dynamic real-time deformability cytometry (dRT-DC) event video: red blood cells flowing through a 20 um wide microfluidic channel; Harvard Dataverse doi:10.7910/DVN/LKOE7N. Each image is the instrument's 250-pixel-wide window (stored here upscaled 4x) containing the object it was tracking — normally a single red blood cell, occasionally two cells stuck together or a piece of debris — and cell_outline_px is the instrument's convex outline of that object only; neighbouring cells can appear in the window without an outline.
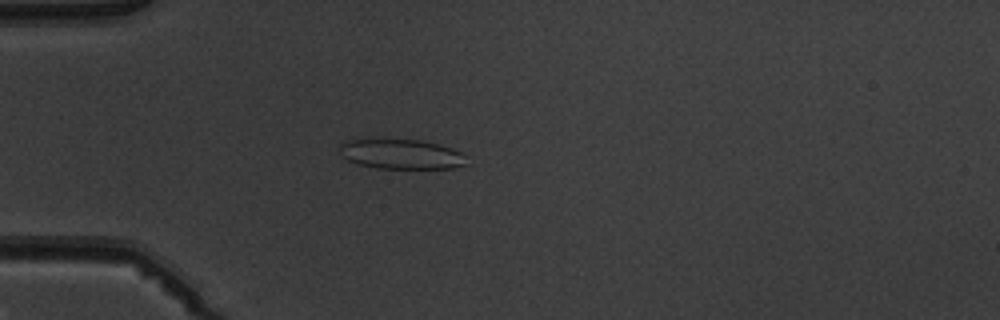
{"species": "common noctule bat (a hibernating species)", "species_latin": "Nyctalus noctula", "temperature_condition": "warm", "stored_images_in_passage": 4, "camera_frame_rate_fps": 3000, "um_per_image_px": 0.085, "animal": {"sex": "male", "body_mass_g": 19.5, "forearm_length_mm": 54.6}, "frame": {"image": 1, "passage_image": 4, "time_ms": 3.333, "image_size_px": [1000, 320], "cell_outline_px": [[464, 164], [452, 168], [376, 168], [360, 164], [348, 160], [340, 152], [340, 144], [348, 140], [420, 140], [440, 144], [452, 148], [460, 152], [464, 156]], "centroid_in_image_um": [34.1, 13.1], "position_along_channel_um": 50.9, "area_um2": 21.56}}